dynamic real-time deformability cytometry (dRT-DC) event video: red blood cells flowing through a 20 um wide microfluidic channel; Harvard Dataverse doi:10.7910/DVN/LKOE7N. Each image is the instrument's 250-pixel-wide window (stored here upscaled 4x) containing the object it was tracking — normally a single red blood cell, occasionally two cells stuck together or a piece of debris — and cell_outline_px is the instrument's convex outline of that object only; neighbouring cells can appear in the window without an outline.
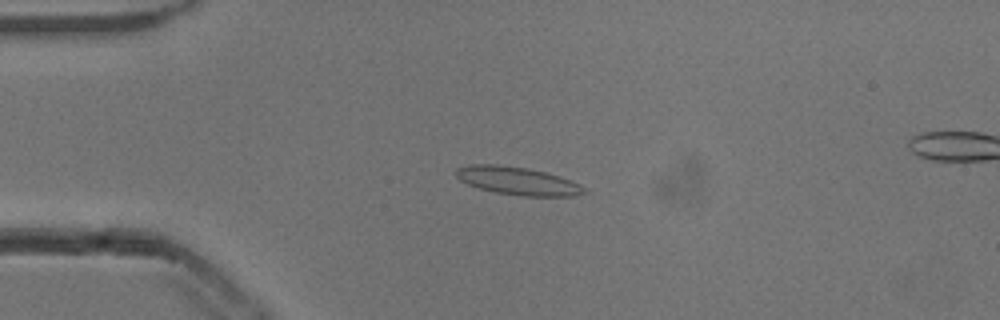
{"species": "common noctule bat (a hibernating species)", "species_latin": "Nyctalus noctula", "temperature_condition": "cold", "stored_images_in_passage": 55, "segment_of_instrument_passage": [1, 2], "camera_frame_rate_fps": 3000, "um_per_image_px": 0.085, "animal": {"sex": "male", "body_mass_g": 13.3}, "frame": {"image": 1, "passage_image": 13, "time_ms": 4.0, "image_size_px": [1000, 320], "cell_outline_px": [[588, 192], [576, 196], [524, 196], [496, 192], [480, 188], [468, 184], [460, 180], [456, 176], [456, 168], [468, 164], [496, 164], [528, 168], [560, 176], [580, 184]], "centroid_in_image_um": [44.01, 15.37], "position_along_channel_um": 41.0, "area_um2": 20.87}}
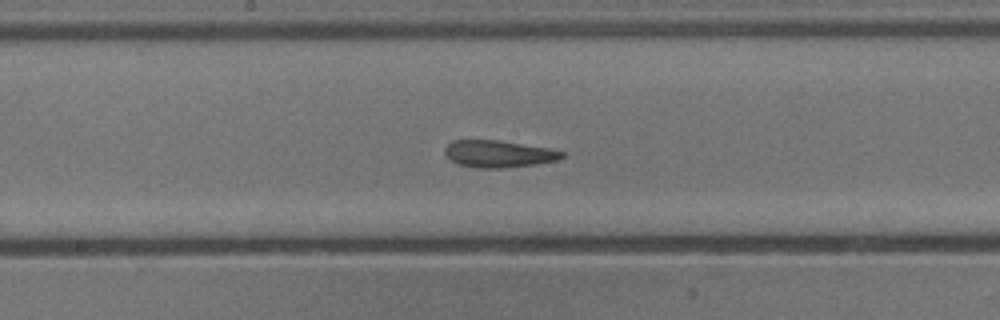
{"frame": {"image": 2, "passage_image": 28, "time_ms": 9.0, "image_size_px": [1000, 320], "cell_outline_px": [[564, 156], [556, 160], [536, 164], [500, 168], [476, 168], [460, 164], [452, 160], [444, 152], [444, 148], [452, 140], [500, 140], [548, 148], [564, 152]], "centroid_in_image_um": [42.37, 13.07], "position_along_channel_um": 205.8, "area_um2": 18.26}}
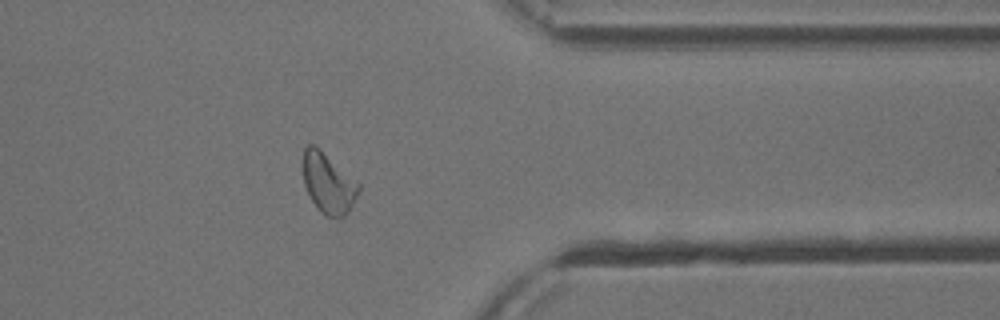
{"frame": {"image": 3, "passage_image": 43, "time_ms": 14.0, "image_size_px": [1000, 320], "cell_outline_px": [[360, 188], [356, 200], [348, 212], [344, 216], [328, 216], [320, 212], [312, 200], [304, 184], [304, 148], [308, 144], [312, 144], [320, 148], [360, 184]], "centroid_in_image_um": [27.92, 15.56], "position_along_channel_um": 383.5, "area_um2": 19.25}}